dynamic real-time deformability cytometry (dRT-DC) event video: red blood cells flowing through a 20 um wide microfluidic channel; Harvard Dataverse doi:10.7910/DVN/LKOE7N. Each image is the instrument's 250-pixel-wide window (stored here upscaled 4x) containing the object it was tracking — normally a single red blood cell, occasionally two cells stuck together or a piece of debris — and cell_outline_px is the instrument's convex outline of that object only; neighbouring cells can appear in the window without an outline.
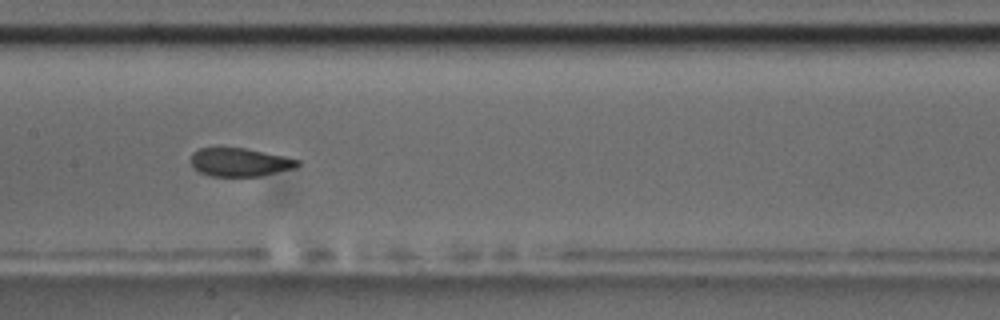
{"species": "common noctule bat (a hibernating species)", "species_latin": "Nyctalus noctula", "temperature_condition": "room temperature", "stored_images_in_passage": 16, "camera_frame_rate_fps": 3000, "um_per_image_px": 0.085, "animal": {"sex": "male", "body_mass_g": 17.5, "forearm_length_mm": 52.3}, "frame": {"image": 1, "passage_image": 7, "time_ms": 7.667, "image_size_px": [1000, 320], "cell_outline_px": [[300, 164], [292, 168], [260, 176], [212, 176], [200, 172], [192, 168], [188, 160], [192, 152], [200, 148], [244, 148], [284, 156], [300, 160]], "centroid_in_image_um": [20.3, 13.78], "position_along_channel_um": 187.1, "area_um2": 17.63}}
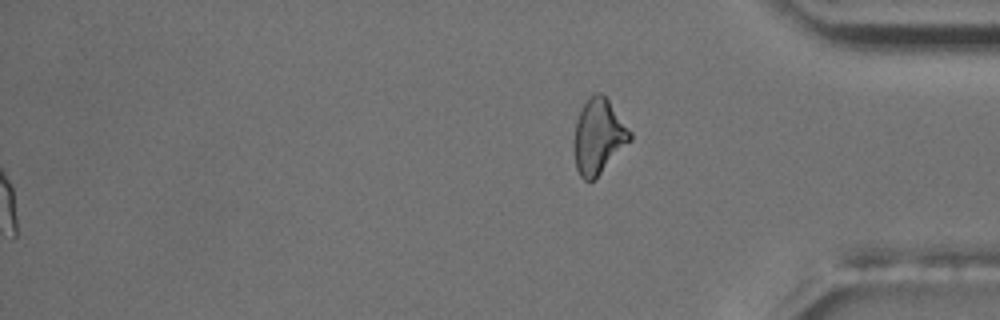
{"frame": {"image": 2, "passage_image": 16, "time_ms": 18.0, "image_size_px": [1000, 320], "cell_outline_px": [[632, 140], [596, 180], [588, 184], [580, 176], [576, 168], [576, 120], [588, 96], [596, 92], [600, 92], [608, 100], [632, 132]], "centroid_in_image_um": [50.91, 11.65], "position_along_channel_um": 384.3, "area_um2": 24.39}, "authors_computed_cell_mechanics": {"area_um2": 19.363, "velocity_mm_per_s": 3.4419, "shape_relaxation_time_tau1_ms": 11.3871, "shape_relaxation_time_tau2_ms": 0.9081, "deformation_change_tau1": 0.2074, "deformation_change_tau2": 0.0524}}